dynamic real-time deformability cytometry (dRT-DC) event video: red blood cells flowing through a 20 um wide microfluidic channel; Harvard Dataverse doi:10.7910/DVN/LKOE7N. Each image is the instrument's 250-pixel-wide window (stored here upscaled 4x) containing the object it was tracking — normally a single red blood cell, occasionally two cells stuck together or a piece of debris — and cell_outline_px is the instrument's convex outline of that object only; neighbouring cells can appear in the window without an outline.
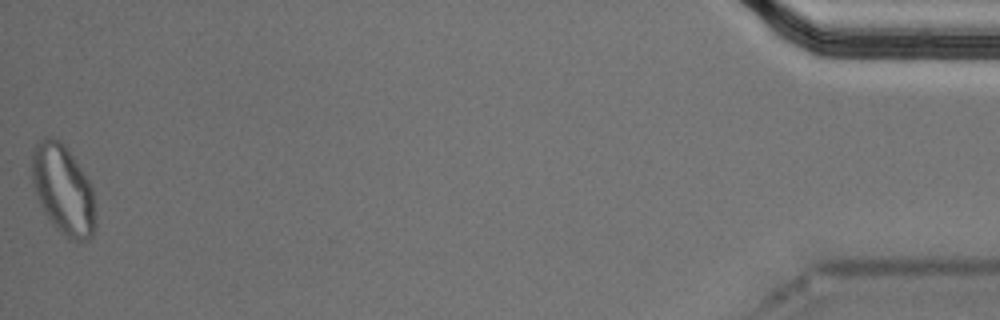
{"species": "Egyptian fruit bat (a non-hibernating species)", "species_latin": "Rousettus aegyptiacus", "temperature_condition": "cold", "stored_images_in_passage": 43, "segment_of_instrument_passage": [2, 2], "camera_frame_rate_fps": 3000, "um_per_image_px": 0.085, "animal": {"sex": "male"}, "frame": {"image": 1, "passage_image": 43, "time_ms": 14.0, "image_size_px": [1000, 320], "cell_outline_px": [[96, 224], [92, 236], [88, 240], [68, 240], [52, 224], [44, 212], [40, 204], [32, 180], [32, 148], [36, 140], [44, 136], [48, 136], [60, 140], [68, 148], [84, 172], [92, 188], [96, 212]], "centroid_in_image_um": [5.37, 16.1], "position_along_channel_um": 429.8, "area_um2": 33.7}}